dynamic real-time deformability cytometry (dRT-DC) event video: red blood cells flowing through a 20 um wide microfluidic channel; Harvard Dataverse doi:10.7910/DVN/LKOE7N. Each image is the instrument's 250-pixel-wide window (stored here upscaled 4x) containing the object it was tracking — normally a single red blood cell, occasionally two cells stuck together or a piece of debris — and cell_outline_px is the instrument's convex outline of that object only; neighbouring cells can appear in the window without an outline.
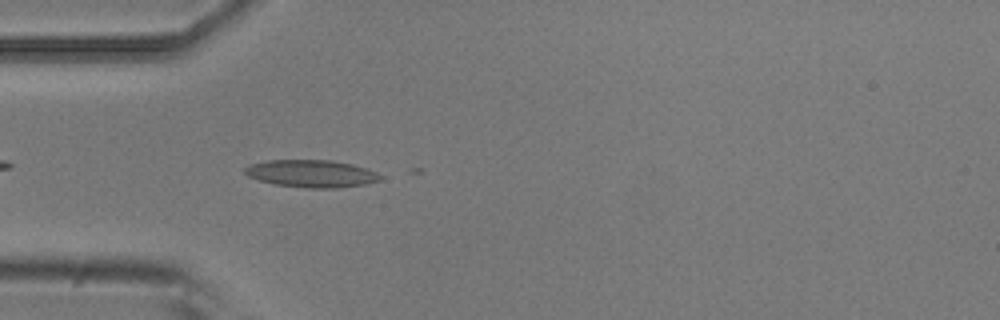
{"species": "common noctule bat (a hibernating species)", "species_latin": "Nyctalus noctula", "temperature_condition": "room temperature", "stored_images_in_passage": 3, "camera_frame_rate_fps": 3000, "um_per_image_px": 0.085, "animal": {"sex": "male", "body_mass_g": 20.5, "forearm_length_mm": 52.5}, "frame": {"image": 1, "passage_image": 3, "time_ms": 0.667, "image_size_px": [1000, 320], "cell_outline_px": [[380, 180], [364, 184], [336, 188], [308, 188], [272, 184], [248, 176], [244, 172], [244, 168], [248, 164], [268, 160], [332, 160], [352, 164], [368, 168], [376, 172], [380, 176]], "centroid_in_image_um": [26.44, 14.75], "position_along_channel_um": 58.6, "area_um2": 21.68}}